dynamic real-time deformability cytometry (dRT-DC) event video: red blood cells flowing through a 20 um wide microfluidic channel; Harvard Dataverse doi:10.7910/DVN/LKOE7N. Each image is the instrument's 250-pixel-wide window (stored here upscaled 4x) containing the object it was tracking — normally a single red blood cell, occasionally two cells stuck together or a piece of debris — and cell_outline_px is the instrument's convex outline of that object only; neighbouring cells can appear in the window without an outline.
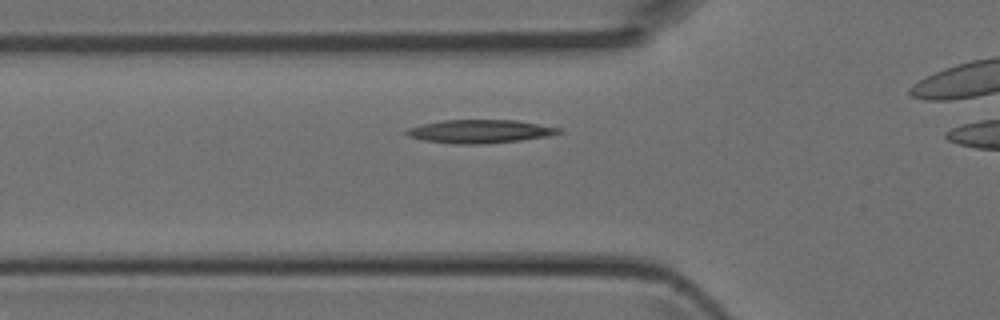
{"species": "Egyptian fruit bat (a non-hibernating species)", "species_latin": "Rousettus aegyptiacus", "temperature_condition": "room temperature", "stored_images_in_passage": 32, "camera_frame_rate_fps": 3000, "um_per_image_px": 0.085, "animal": {"sex": "female"}, "frame": {"image": 1, "passage_image": 10, "time_ms": 3.0, "image_size_px": [1000, 320], "cell_outline_px": [[564, 132], [548, 136], [520, 140], [480, 144], [456, 144], [424, 140], [408, 136], [404, 132], [408, 128], [424, 124], [444, 120], [516, 120], [564, 128]], "centroid_in_image_um": [40.86, 11.16], "position_along_channel_um": 84.9, "area_um2": 20.69}}
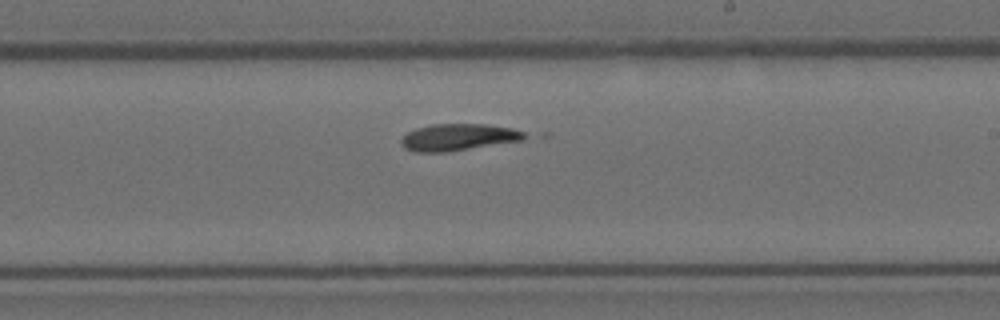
{"frame": {"image": 2, "passage_image": 21, "time_ms": 6.667, "image_size_px": [1000, 320], "cell_outline_px": [[532, 136], [524, 140], [444, 152], [416, 152], [404, 148], [400, 144], [400, 140], [408, 132], [416, 128], [432, 124], [484, 124], [512, 128], [524, 132]], "centroid_in_image_um": [38.98, 11.66], "position_along_channel_um": 250.0, "area_um2": 19.31}}
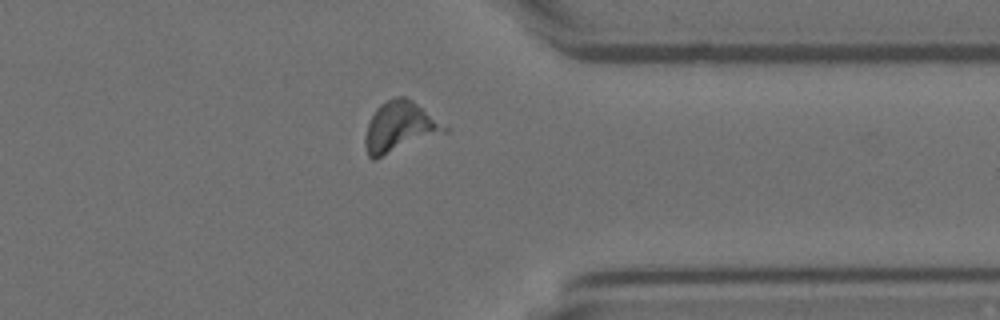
{"frame": {"image": 3, "passage_image": 30, "time_ms": 9.667, "image_size_px": [1000, 320], "cell_outline_px": [[452, 128], [448, 132], [376, 160], [372, 160], [368, 156], [364, 144], [364, 136], [368, 124], [376, 108], [380, 104], [388, 100], [400, 96], [404, 96], [412, 100]], "centroid_in_image_um": [34.02, 10.83], "position_along_channel_um": 377.4, "area_um2": 23.93}}